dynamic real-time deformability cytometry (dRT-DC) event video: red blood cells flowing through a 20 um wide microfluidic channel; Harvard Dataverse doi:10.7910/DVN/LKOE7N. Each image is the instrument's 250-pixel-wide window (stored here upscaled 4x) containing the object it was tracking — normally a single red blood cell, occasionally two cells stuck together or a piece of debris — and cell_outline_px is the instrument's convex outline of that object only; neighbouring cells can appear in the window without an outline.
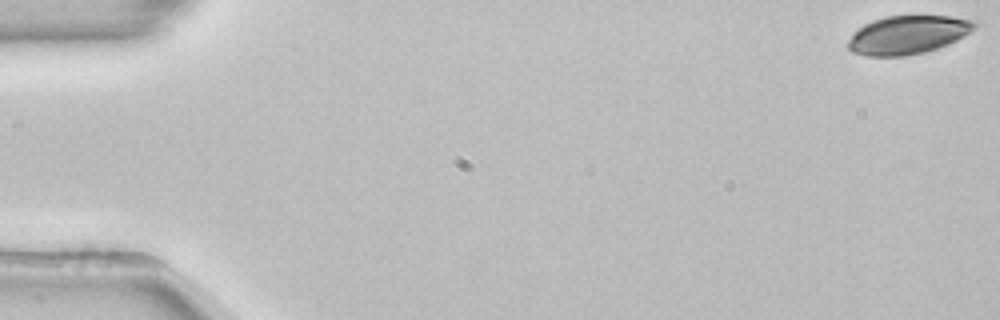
{"species": "common noctule bat (a hibernating species)", "species_latin": "Nyctalus noctula", "temperature_condition": "room temperature", "stored_images_in_passage": 46, "camera_frame_rate_fps": 3000, "um_per_image_px": 0.085, "animal": {"sex": "female", "body_mass_g": 22.7, "forearm_length_mm": 54.2}, "frame": {"image": 1, "passage_image": 1, "time_ms": 0.0, "image_size_px": [1000, 320], "cell_outline_px": [[980, 24], [976, 28], [964, 36], [948, 44], [924, 52], [904, 56], [868, 56], [852, 52], [848, 48], [848, 40], [864, 24], [872, 20], [884, 16], [952, 16], [980, 20]], "centroid_in_image_um": [77.24, 2.94], "position_along_channel_um": 7.8, "area_um2": 28.5}}
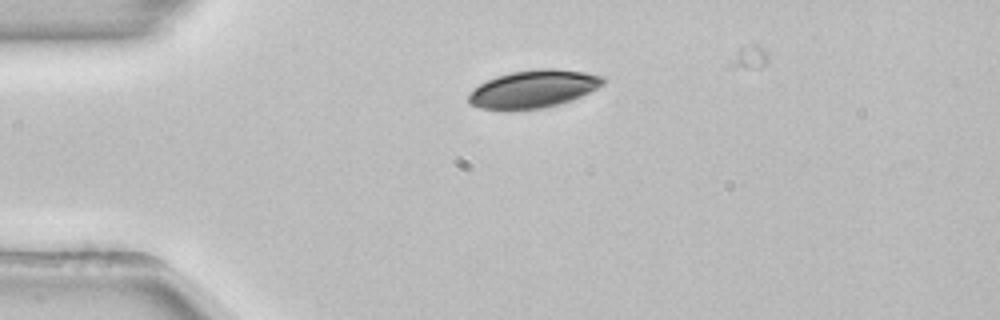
{"frame": {"image": 2, "passage_image": 13, "time_ms": 4.0, "image_size_px": [1000, 320], "cell_outline_px": [[604, 84], [572, 100], [560, 104], [544, 108], [508, 112], [480, 108], [472, 104], [468, 100], [468, 96], [480, 84], [496, 76], [512, 72], [536, 68], [556, 68], [584, 72], [604, 76]], "centroid_in_image_um": [45.34, 7.58], "position_along_channel_um": 39.7, "area_um2": 29.88}}